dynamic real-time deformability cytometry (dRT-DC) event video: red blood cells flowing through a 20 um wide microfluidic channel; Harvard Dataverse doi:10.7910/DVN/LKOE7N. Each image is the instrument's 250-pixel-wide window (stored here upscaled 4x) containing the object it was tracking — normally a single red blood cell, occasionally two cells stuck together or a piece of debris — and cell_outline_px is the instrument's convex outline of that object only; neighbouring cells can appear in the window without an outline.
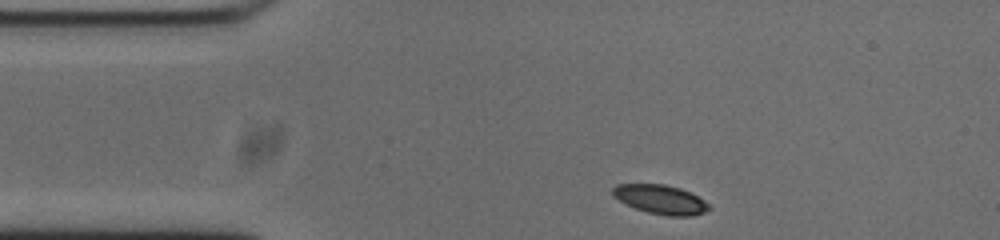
{"species": "common noctule bat (a hibernating species)", "species_latin": "Nyctalus noctula", "temperature_condition": "cold", "stored_images_in_passage": 46, "camera_frame_rate_fps": 3000, "um_per_image_px": 0.085, "animal": {"sex": "male", "body_mass_g": 20.0, "forearm_length_mm": 53.3}, "frame": {"image": 1, "passage_image": 1, "time_ms": 0.0, "image_size_px": [1000, 240], "cell_outline_px": [[712, 208], [704, 212], [692, 216], [668, 216], [648, 212], [636, 208], [612, 196], [612, 188], [616, 184], [664, 184], [680, 188], [704, 200]], "centroid_in_image_um": [56.15, 16.95], "position_along_channel_um": 28.9, "area_um2": 16.18}}
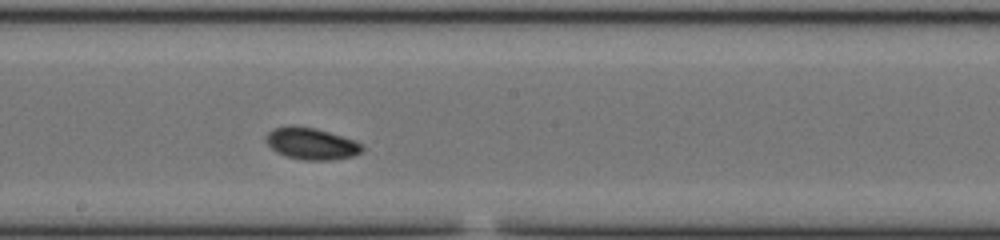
{"frame": {"image": 2, "passage_image": 20, "time_ms": 6.333, "image_size_px": [1000, 240], "cell_outline_px": [[364, 148], [360, 152], [352, 156], [332, 160], [304, 160], [288, 156], [276, 152], [264, 140], [264, 136], [272, 128], [288, 124], [292, 124], [316, 128], [356, 140], [364, 144]], "centroid_in_image_um": [26.44, 12.18], "position_along_channel_um": 221.8, "area_um2": 18.15}}
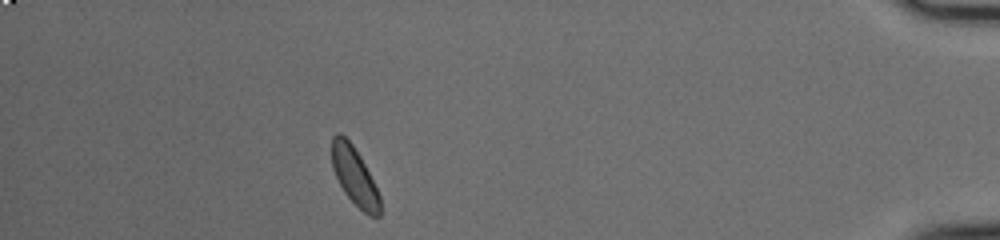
{"frame": {"image": 3, "passage_image": 40, "time_ms": 13.0, "image_size_px": [1000, 240], "cell_outline_px": [[380, 216], [368, 216], [344, 192], [332, 168], [332, 136], [336, 132], [340, 132], [352, 144], [360, 156], [380, 196]], "centroid_in_image_um": [30.12, 14.95], "position_along_channel_um": 405.1, "area_um2": 15.95}, "authors_computed_cell_mechanics": {"area_um2": 16.7909, "velocity_mm_per_s": 3.6763, "shape_relaxation_time_tau1_ms": 1.3795, "shape_relaxation_time_tau2_ms": null, "deformation_change_tau1": 0.044, "deformation_change_tau2": null}}